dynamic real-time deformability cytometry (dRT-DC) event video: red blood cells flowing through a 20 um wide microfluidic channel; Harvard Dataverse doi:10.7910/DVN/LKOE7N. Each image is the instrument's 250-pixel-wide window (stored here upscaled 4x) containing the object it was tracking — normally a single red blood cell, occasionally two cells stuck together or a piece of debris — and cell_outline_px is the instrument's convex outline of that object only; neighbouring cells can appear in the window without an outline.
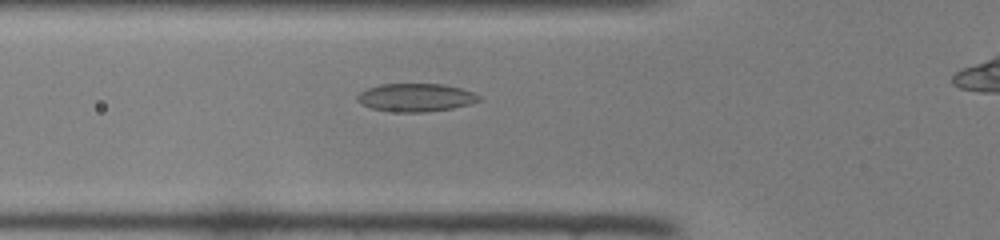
{"species": "common noctule bat (a hibernating species)", "species_latin": "Nyctalus noctula", "temperature_condition": "room temperature", "stored_images_in_passage": 27, "camera_frame_rate_fps": 3000, "um_per_image_px": 0.085, "animal": {"sex": "female", "body_mass_g": 22.0, "forearm_length_mm": 56.7}, "frame": {"image": 1, "passage_image": 3, "time_ms": 0.667, "image_size_px": [1000, 240], "cell_outline_px": [[480, 100], [472, 104], [452, 108], [424, 112], [400, 112], [372, 108], [360, 104], [356, 100], [356, 96], [360, 92], [368, 88], [380, 84], [444, 84], [460, 88], [472, 92], [480, 96]], "centroid_in_image_um": [35.33, 8.28], "position_along_channel_um": 90.5, "area_um2": 19.88}}
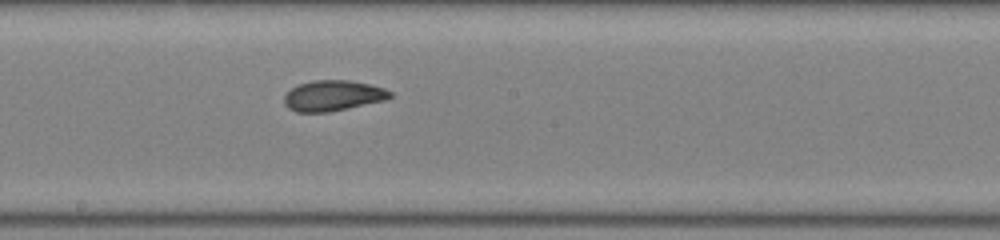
{"frame": {"image": 2, "passage_image": 12, "time_ms": 3.667, "image_size_px": [1000, 240], "cell_outline_px": [[392, 96], [384, 100], [348, 108], [328, 112], [296, 112], [288, 108], [284, 104], [284, 96], [292, 88], [300, 84], [312, 80], [348, 80], [368, 84], [384, 88], [392, 92]], "centroid_in_image_um": [28.28, 8.13], "position_along_channel_um": 219.9, "area_um2": 18.73}}
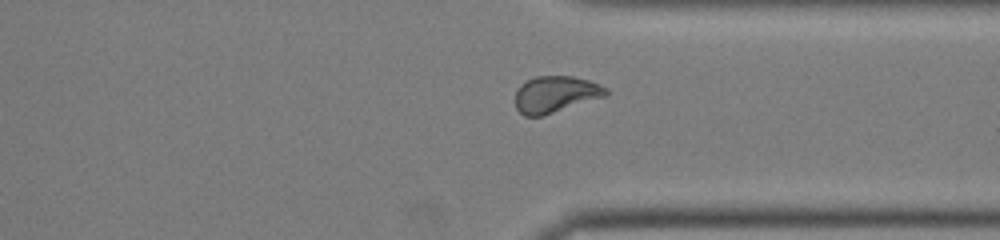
{"frame": {"image": 3, "passage_image": 22, "time_ms": 7.0, "image_size_px": [1000, 240], "cell_outline_px": [[608, 96], [540, 116], [524, 116], [516, 108], [516, 92], [520, 84], [536, 76], [572, 76], [588, 80], [608, 88]], "centroid_in_image_um": [47.24, 8.01], "position_along_channel_um": 364.2, "area_um2": 19.25}}